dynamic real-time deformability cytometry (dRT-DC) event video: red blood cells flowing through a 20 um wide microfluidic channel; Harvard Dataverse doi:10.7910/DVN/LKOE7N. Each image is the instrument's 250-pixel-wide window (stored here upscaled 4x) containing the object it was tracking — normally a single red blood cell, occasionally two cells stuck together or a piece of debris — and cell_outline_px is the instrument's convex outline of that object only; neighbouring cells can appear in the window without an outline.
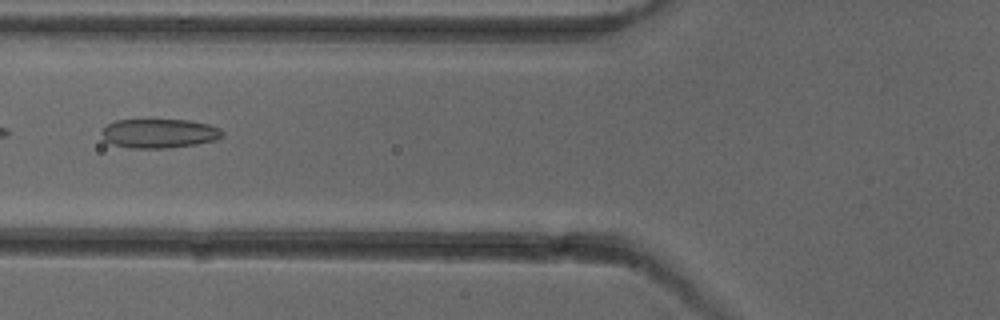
{"species": "common noctule bat (a hibernating species)", "species_latin": "Nyctalus noctula", "temperature_condition": "cold", "stored_images_in_passage": 4, "camera_frame_rate_fps": 3000, "um_per_image_px": 0.085, "animal": {"sex": "female"}, "frame": {"image": 1, "passage_image": 4, "time_ms": 3.667, "image_size_px": [1000, 320], "cell_outline_px": [[224, 132], [216, 140], [196, 144], [168, 148], [132, 148], [112, 144], [104, 140], [100, 132], [108, 124], [116, 120], [192, 120], [208, 124], [220, 128]], "centroid_in_image_um": [13.53, 11.34], "position_along_channel_um": 112.3, "area_um2": 20.52}}